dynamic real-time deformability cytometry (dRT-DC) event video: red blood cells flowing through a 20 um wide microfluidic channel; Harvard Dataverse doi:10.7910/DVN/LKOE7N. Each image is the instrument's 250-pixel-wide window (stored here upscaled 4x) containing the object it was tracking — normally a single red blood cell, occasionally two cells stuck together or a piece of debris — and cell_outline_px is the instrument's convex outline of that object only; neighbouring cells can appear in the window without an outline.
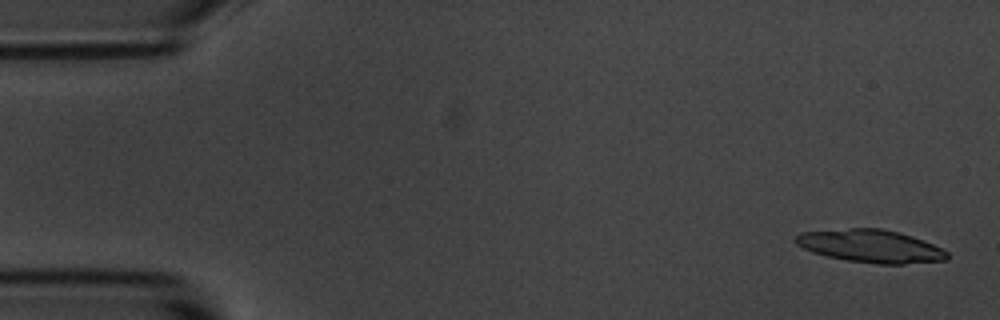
{"species": "common noctule bat (a hibernating species)", "species_latin": "Nyctalus noctula", "temperature_condition": "room temperature", "stored_images_in_passage": 16, "camera_frame_rate_fps": 3000, "um_per_image_px": 0.085, "animal": {"sex": "male", "body_mass_g": 20.1, "forearm_length_mm": 53.5}, "frame": {"image": 1, "passage_image": 2, "time_ms": 0.333, "image_size_px": [1000, 320], "cell_outline_px": [[948, 260], [904, 264], [880, 264], [848, 260], [828, 256], [812, 252], [796, 244], [792, 240], [800, 232], [848, 228], [880, 228], [900, 232], [912, 236], [932, 244], [948, 252]], "centroid_in_image_um": [73.99, 20.91], "position_along_channel_um": 11.0, "area_um2": 28.96}}